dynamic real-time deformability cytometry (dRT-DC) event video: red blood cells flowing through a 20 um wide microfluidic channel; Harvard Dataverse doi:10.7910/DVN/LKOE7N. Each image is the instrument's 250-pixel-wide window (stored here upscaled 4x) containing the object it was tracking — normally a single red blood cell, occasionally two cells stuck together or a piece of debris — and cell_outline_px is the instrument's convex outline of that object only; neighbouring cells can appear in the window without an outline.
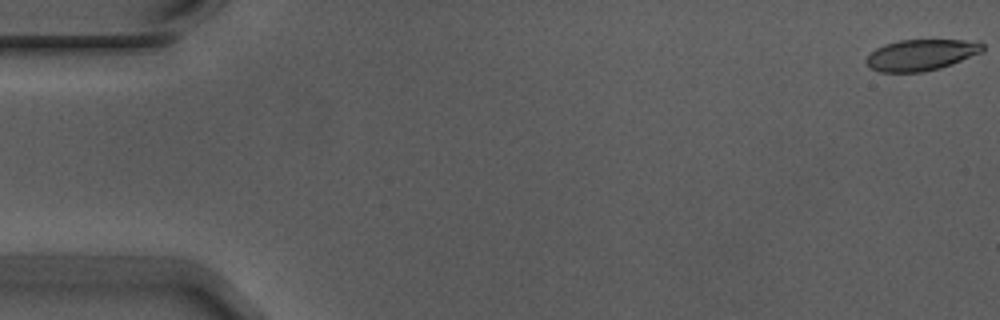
{"species": "Egyptian fruit bat (a non-hibernating species)", "species_latin": "Rousettus aegyptiacus", "temperature_condition": "warm", "stored_images_in_passage": 56, "camera_frame_rate_fps": 3000, "um_per_image_px": 0.085, "animal": {"sex": "male"}, "frame": {"image": 1, "passage_image": 1, "time_ms": 0.0, "image_size_px": [1000, 320], "cell_outline_px": [[984, 48], [980, 52], [952, 64], [940, 68], [924, 72], [880, 72], [868, 68], [864, 60], [876, 48], [884, 44], [900, 40], [964, 40], [984, 44]], "centroid_in_image_um": [78.22, 4.68], "position_along_channel_um": 6.8, "area_um2": 21.04}}
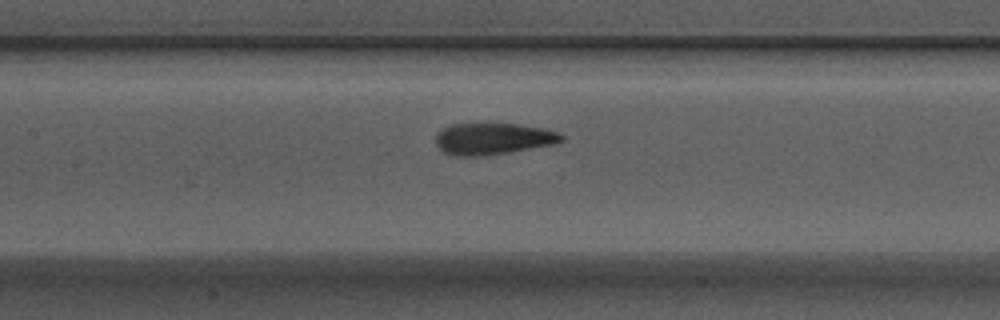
{"frame": {"image": 2, "passage_image": 26, "time_ms": 8.333, "image_size_px": [1000, 320], "cell_outline_px": [[564, 140], [556, 144], [484, 156], [452, 156], [444, 152], [436, 144], [436, 132], [452, 124], [520, 124], [544, 128], [560, 132], [564, 136]], "centroid_in_image_um": [41.94, 11.8], "position_along_channel_um": 165.5, "area_um2": 23.29}}
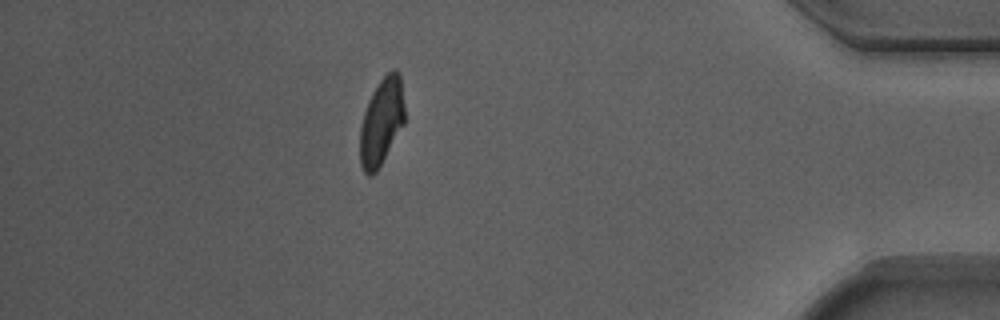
{"frame": {"image": 3, "passage_image": 49, "time_ms": 16.0, "image_size_px": [1000, 320], "cell_outline_px": [[404, 124], [376, 172], [372, 176], [368, 176], [364, 172], [360, 164], [360, 128], [364, 112], [368, 100], [372, 92], [380, 80], [392, 68], [396, 68], [400, 76], [404, 104]], "centroid_in_image_um": [32.42, 10.34], "position_along_channel_um": 402.8, "area_um2": 22.6}, "authors_computed_cell_mechanics": {"area_um2": 22.9755, "velocity_mm_per_s": 3.7181, "shape_relaxation_time_tau1_ms": 3.6666, "shape_relaxation_time_tau2_ms": 1.2391, "deformation_change_tau1": 0.1481, "deformation_change_tau2": 0.08}}